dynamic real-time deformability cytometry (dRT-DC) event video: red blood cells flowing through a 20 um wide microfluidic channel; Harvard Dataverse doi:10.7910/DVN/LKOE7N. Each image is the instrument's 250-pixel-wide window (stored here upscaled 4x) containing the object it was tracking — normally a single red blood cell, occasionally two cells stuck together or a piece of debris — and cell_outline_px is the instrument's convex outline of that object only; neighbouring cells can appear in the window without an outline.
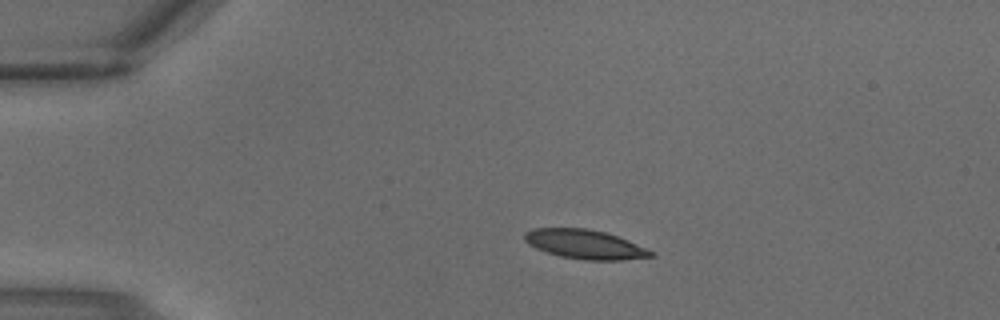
{"species": "common noctule bat (a hibernating species)", "species_latin": "Nyctalus noctula", "temperature_condition": "warm", "stored_images_in_passage": 3, "camera_frame_rate_fps": 3000, "um_per_image_px": 0.085, "animal": {"sex": "male", "body_mass_g": 18.8}, "frame": {"image": 1, "passage_image": 2, "time_ms": 0.333, "image_size_px": [1000, 320], "cell_outline_px": [[656, 256], [620, 260], [584, 260], [560, 256], [536, 248], [528, 244], [524, 240], [524, 232], [532, 228], [584, 228], [608, 232], [628, 240], [656, 252]], "centroid_in_image_um": [49.74, 20.76], "position_along_channel_um": 35.3, "area_um2": 21.68}}
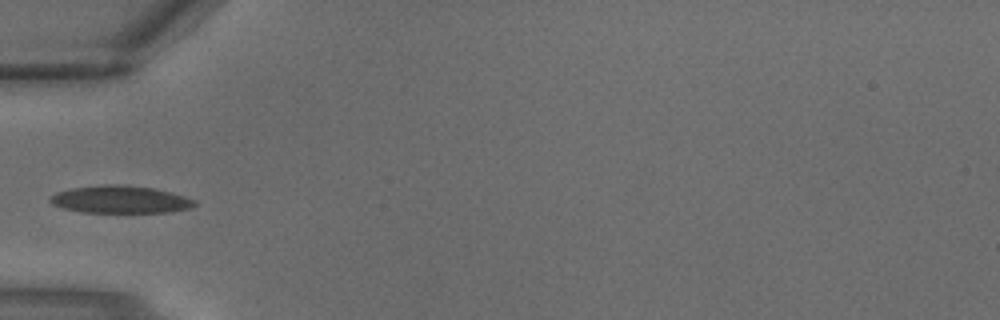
{"frame": {"image": 2, "passage_image": 3, "time_ms": 0.667, "image_size_px": [1000, 320], "cell_outline_px": [[196, 204], [192, 208], [172, 212], [80, 212], [64, 208], [52, 204], [48, 200], [48, 196], [56, 192], [72, 188], [104, 184], [120, 184], [152, 188], [172, 192], [196, 200]], "centroid_in_image_um": [10.22, 16.95], "position_along_channel_um": 74.8, "area_um2": 23.29}}